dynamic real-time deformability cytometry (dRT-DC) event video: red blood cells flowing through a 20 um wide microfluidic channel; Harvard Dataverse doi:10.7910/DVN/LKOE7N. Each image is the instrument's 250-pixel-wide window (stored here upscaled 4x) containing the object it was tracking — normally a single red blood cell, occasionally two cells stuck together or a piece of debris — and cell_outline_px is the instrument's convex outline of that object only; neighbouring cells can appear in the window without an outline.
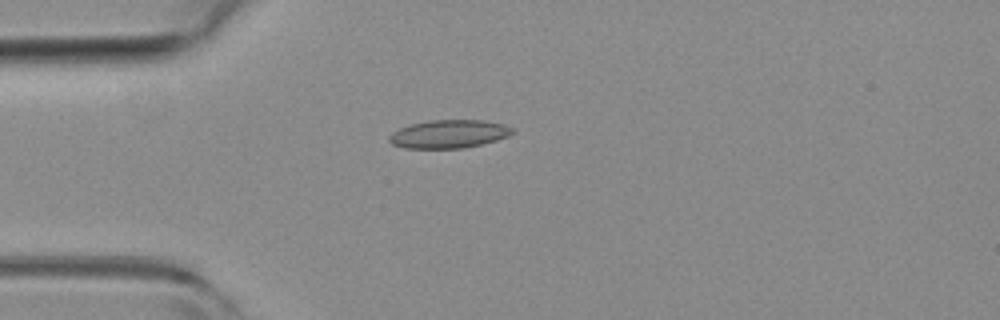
{"species": "common noctule bat (a hibernating species)", "species_latin": "Nyctalus noctula", "temperature_condition": "room temperature", "stored_images_in_passage": 4, "camera_frame_rate_fps": 3000, "um_per_image_px": 0.085, "animal": {"sex": "female", "body_mass_g": 19.3, "forearm_length_mm": 54.1}, "frame": {"image": 1, "passage_image": 3, "time_ms": 0.667, "image_size_px": [1000, 320], "cell_outline_px": [[516, 132], [508, 136], [496, 140], [464, 148], [404, 148], [392, 144], [388, 140], [388, 136], [392, 132], [400, 128], [412, 124], [428, 120], [484, 120], [504, 124], [512, 128]], "centroid_in_image_um": [38.15, 11.38], "position_along_channel_um": 46.8, "area_um2": 20.29}}